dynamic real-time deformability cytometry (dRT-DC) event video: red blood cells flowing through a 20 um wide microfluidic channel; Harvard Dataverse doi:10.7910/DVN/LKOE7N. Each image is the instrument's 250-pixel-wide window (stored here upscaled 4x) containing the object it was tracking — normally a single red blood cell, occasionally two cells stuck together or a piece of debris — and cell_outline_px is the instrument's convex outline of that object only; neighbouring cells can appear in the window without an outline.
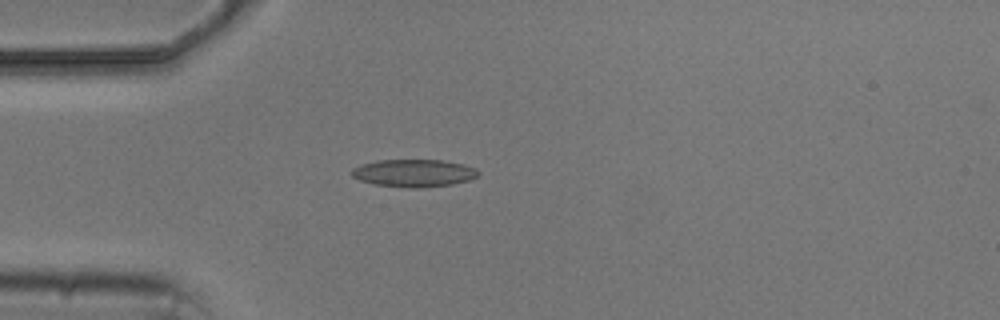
{"species": "common noctule bat (a hibernating species)", "species_latin": "Nyctalus noctula", "temperature_condition": "cold", "stored_images_in_passage": 5, "camera_frame_rate_fps": 3000, "um_per_image_px": 0.085, "animal": {"sex": "male", "body_mass_g": 20.5, "forearm_length_mm": 52.5}, "frame": {"image": 1, "passage_image": 4, "time_ms": 3.667, "image_size_px": [1000, 320], "cell_outline_px": [[480, 172], [476, 176], [468, 180], [452, 184], [420, 188], [412, 188], [372, 184], [360, 180], [352, 176], [352, 168], [360, 164], [376, 160], [440, 160], [464, 164], [476, 168]], "centroid_in_image_um": [35.15, 14.71], "position_along_channel_um": 49.8, "area_um2": 20.35}}